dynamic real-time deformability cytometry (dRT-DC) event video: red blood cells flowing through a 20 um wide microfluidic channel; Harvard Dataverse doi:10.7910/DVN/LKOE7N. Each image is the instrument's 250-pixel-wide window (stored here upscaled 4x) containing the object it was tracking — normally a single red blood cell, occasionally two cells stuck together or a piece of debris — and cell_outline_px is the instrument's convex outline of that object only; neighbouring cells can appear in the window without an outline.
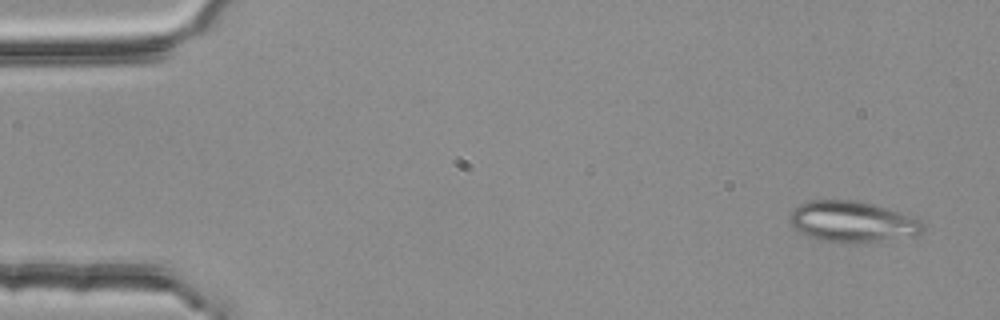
{"species": "common noctule bat (a hibernating species)", "species_latin": "Nyctalus noctula", "temperature_condition": "room temperature", "stored_images_in_passage": 5, "camera_frame_rate_fps": 3000, "um_per_image_px": 0.085, "animal": {"sex": "female", "body_mass_g": 25.1}, "frame": {"image": 1, "passage_image": 1, "time_ms": 0.0, "image_size_px": [1000, 320], "cell_outline_px": [[924, 232], [916, 236], [856, 244], [848, 244], [820, 240], [808, 236], [800, 232], [788, 220], [788, 216], [800, 204], [808, 200], [856, 200], [872, 204], [920, 220], [924, 224]], "centroid_in_image_um": [72.45, 18.87], "position_along_channel_um": 12.6, "area_um2": 31.85}}